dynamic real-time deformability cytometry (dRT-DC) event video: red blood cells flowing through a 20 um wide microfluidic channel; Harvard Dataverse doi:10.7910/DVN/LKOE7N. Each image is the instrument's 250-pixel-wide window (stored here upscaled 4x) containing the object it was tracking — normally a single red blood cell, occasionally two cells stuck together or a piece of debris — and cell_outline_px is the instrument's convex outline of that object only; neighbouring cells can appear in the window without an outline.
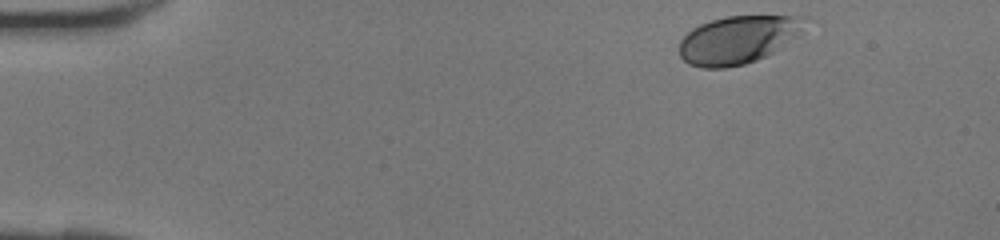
{"species": "human", "species_latin": "Homo sapiens", "temperature_condition": "room temperature", "stored_images_in_passage": 38, "camera_frame_rate_fps": 3000, "um_per_image_px": 0.085, "donor": {"sex": "female"}, "frame": {"image": 1, "passage_image": 1, "time_ms": 0.0, "image_size_px": [1000, 240], "cell_outline_px": [[812, 20], [800, 36], [772, 52], [756, 60], [744, 64], [724, 68], [700, 68], [688, 64], [680, 56], [680, 40], [692, 28], [700, 24], [712, 20], [728, 16], [808, 16]], "centroid_in_image_um": [62.81, 3.36], "position_along_channel_um": 22.2, "area_um2": 35.49}}
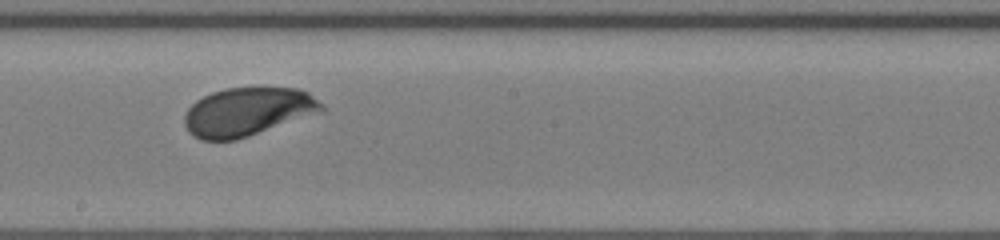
{"frame": {"image": 2, "passage_image": 20, "time_ms": 6.333, "image_size_px": [1000, 240], "cell_outline_px": [[324, 112], [236, 140], [200, 140], [188, 132], [184, 124], [184, 116], [188, 108], [196, 100], [212, 92], [228, 88], [296, 88], [308, 92], [324, 108]], "centroid_in_image_um": [21.03, 9.51], "position_along_channel_um": 227.2, "area_um2": 38.67}}
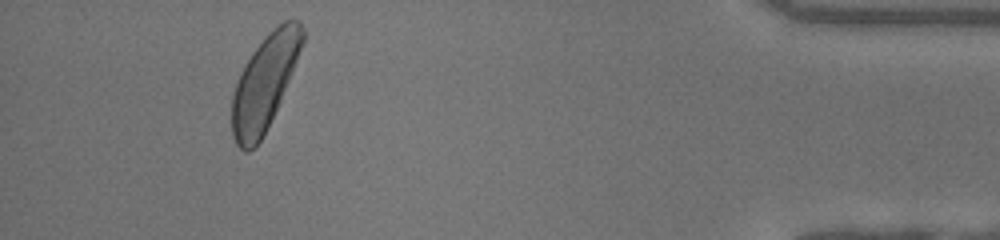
{"frame": {"image": 3, "passage_image": 35, "time_ms": 11.333, "image_size_px": [1000, 240], "cell_outline_px": [[304, 40], [280, 100], [260, 140], [248, 152], [244, 152], [236, 144], [232, 136], [232, 96], [236, 80], [244, 64], [252, 52], [284, 20], [300, 20], [304, 28]], "centroid_in_image_um": [22.46, 7.04], "position_along_channel_um": 412.7, "area_um2": 37.74}}